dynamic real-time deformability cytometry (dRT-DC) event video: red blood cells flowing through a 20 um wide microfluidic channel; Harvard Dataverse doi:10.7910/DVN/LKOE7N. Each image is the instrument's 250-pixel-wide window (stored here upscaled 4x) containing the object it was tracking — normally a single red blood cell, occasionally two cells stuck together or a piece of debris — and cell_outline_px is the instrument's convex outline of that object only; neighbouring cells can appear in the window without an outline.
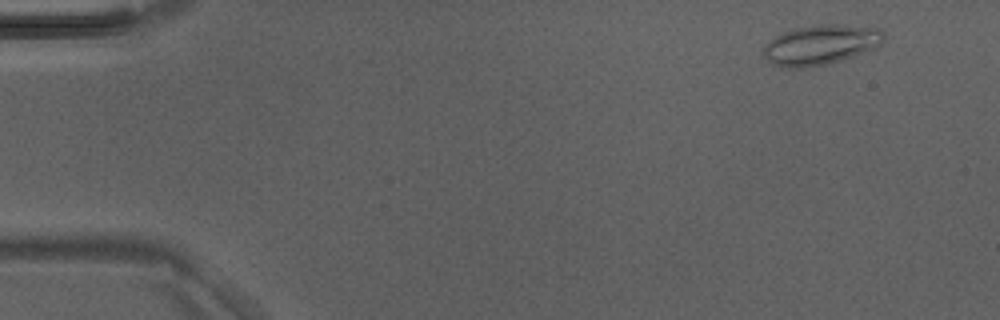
{"species": "Egyptian fruit bat (a non-hibernating species)", "species_latin": "Rousettus aegyptiacus", "temperature_condition": "room temperature", "stored_images_in_passage": 4, "camera_frame_rate_fps": 3000, "um_per_image_px": 0.085, "animal": {"sex": "male"}, "frame": {"image": 1, "passage_image": 1, "time_ms": 0.0, "image_size_px": [1000, 320], "cell_outline_px": [[884, 40], [876, 48], [852, 56], [824, 64], [792, 68], [780, 68], [772, 64], [764, 56], [764, 44], [776, 36], [792, 28], [820, 24], [836, 24], [880, 28], [884, 32]], "centroid_in_image_um": [69.75, 3.79], "position_along_channel_um": 15.2, "area_um2": 27.8}}